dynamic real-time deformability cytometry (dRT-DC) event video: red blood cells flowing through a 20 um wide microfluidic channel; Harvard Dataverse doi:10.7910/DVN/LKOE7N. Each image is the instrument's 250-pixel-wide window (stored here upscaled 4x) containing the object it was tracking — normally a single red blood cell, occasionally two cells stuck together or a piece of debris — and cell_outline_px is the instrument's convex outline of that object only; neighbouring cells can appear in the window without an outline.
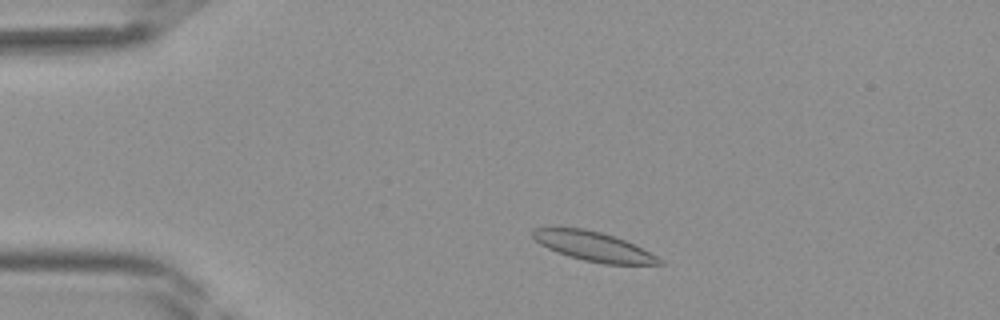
{"species": "Egyptian fruit bat (a non-hibernating species)", "species_latin": "Rousettus aegyptiacus", "temperature_condition": "room temperature", "stored_images_in_passage": 38, "camera_frame_rate_fps": 3000, "um_per_image_px": 0.085, "frame": {"image": 1, "passage_image": 5, "time_ms": 1.333, "image_size_px": [1000, 320], "cell_outline_px": [[664, 264], [604, 264], [584, 260], [568, 256], [556, 252], [540, 244], [532, 236], [532, 228], [584, 228], [600, 232], [624, 240], [656, 256]], "centroid_in_image_um": [50.38, 20.94], "position_along_channel_um": 34.6, "area_um2": 21.15}}
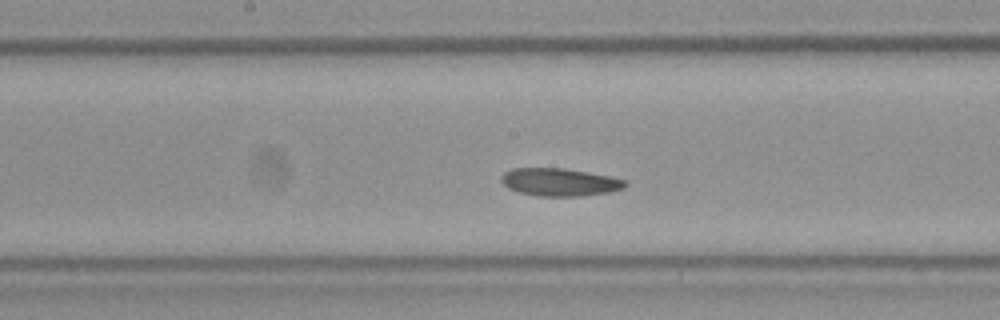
{"frame": {"image": 2, "passage_image": 18, "time_ms": 5.667, "image_size_px": [1000, 320], "cell_outline_px": [[628, 184], [624, 188], [608, 192], [580, 196], [536, 196], [520, 192], [508, 188], [500, 180], [500, 176], [504, 172], [512, 168], [564, 168], [608, 176], [628, 180]], "centroid_in_image_um": [47.56, 15.48], "position_along_channel_um": 200.6, "area_um2": 20.06}}
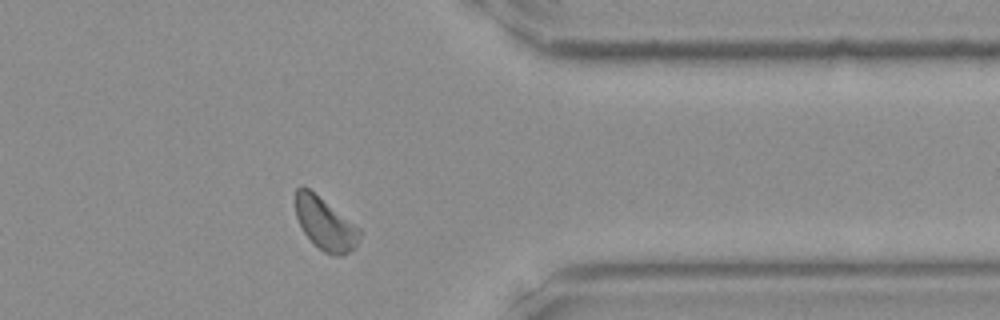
{"frame": {"image": 3, "passage_image": 30, "time_ms": 9.667, "image_size_px": [1000, 320], "cell_outline_px": [[360, 236], [356, 248], [344, 256], [336, 256], [324, 252], [304, 232], [296, 216], [296, 188], [300, 184], [304, 184], [360, 228]], "centroid_in_image_um": [27.65, 19.01], "position_along_channel_um": 383.7, "area_um2": 19.54}}